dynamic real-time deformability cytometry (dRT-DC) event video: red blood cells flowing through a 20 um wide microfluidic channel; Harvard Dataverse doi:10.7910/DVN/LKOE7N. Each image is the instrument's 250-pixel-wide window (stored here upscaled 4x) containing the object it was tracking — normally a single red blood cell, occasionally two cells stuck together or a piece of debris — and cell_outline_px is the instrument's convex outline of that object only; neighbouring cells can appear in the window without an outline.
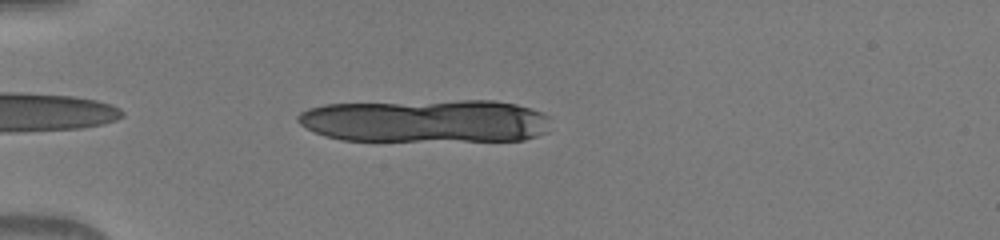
{"species": "human", "species_latin": "Homo sapiens", "temperature_condition": "warm", "stored_images_in_passage": 6, "camera_frame_rate_fps": 3000, "um_per_image_px": 0.085, "donor": {"sex": "male"}, "frame": {"image": 1, "passage_image": 2, "time_ms": 0.333, "image_size_px": [1000, 240], "cell_outline_px": [[548, 116], [544, 132], [536, 136], [524, 140], [340, 140], [324, 136], [300, 124], [296, 120], [296, 116], [300, 112], [308, 108], [324, 104], [460, 100], [492, 100], [516, 104], [532, 108], [544, 112]], "centroid_in_image_um": [36.15, 10.27], "position_along_channel_um": 48.9, "area_um2": 63.41}}